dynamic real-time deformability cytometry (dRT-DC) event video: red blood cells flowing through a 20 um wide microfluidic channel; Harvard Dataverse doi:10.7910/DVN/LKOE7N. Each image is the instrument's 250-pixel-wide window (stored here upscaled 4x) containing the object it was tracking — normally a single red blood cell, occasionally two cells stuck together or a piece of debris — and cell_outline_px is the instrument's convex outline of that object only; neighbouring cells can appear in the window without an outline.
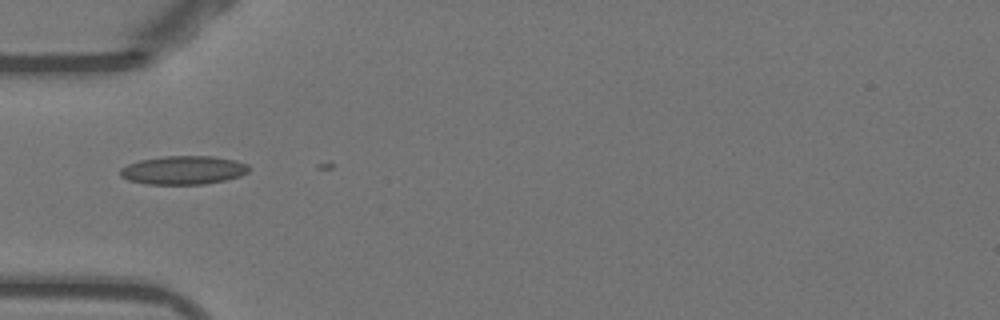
{"species": "Egyptian fruit bat (a non-hibernating species)", "species_latin": "Rousettus aegyptiacus", "temperature_condition": "warm", "stored_images_in_passage": 2, "camera_frame_rate_fps": 3000, "um_per_image_px": 0.085, "animal": {"sex": "female"}, "frame": {"image": 1, "passage_image": 1, "time_ms": 0.0, "image_size_px": [1000, 320], "cell_outline_px": [[248, 172], [240, 176], [224, 180], [204, 184], [148, 184], [128, 180], [120, 176], [120, 168], [128, 164], [140, 160], [164, 156], [212, 156], [236, 160], [248, 164]], "centroid_in_image_um": [15.58, 14.46], "position_along_channel_um": 69.4, "area_um2": 21.39}}